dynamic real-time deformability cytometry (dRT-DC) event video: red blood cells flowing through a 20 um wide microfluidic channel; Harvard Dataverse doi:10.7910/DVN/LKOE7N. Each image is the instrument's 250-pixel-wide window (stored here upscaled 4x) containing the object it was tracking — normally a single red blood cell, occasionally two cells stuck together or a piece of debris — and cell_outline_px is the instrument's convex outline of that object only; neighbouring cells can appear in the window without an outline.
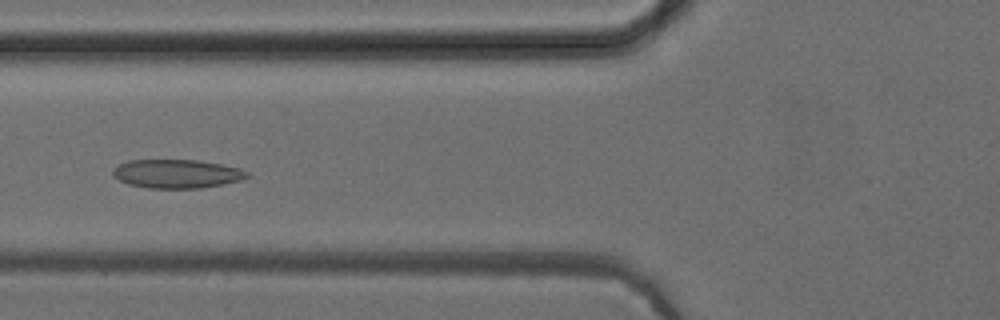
{"species": "common noctule bat (a hibernating species)", "species_latin": "Nyctalus noctula", "temperature_condition": "cold", "stored_images_in_passage": 19, "camera_frame_rate_fps": 3000, "um_per_image_px": 0.085, "animal": {"sex": "female", "body_mass_g": 24.6, "forearm_length_mm": 56.2}, "frame": {"image": 1, "passage_image": 19, "time_ms": 6.0, "image_size_px": [1000, 320], "cell_outline_px": [[248, 176], [240, 180], [200, 188], [148, 188], [128, 184], [112, 176], [112, 168], [128, 160], [200, 160], [240, 168], [248, 172]], "centroid_in_image_um": [14.98, 14.76], "position_along_channel_um": 110.8, "area_um2": 22.37}}